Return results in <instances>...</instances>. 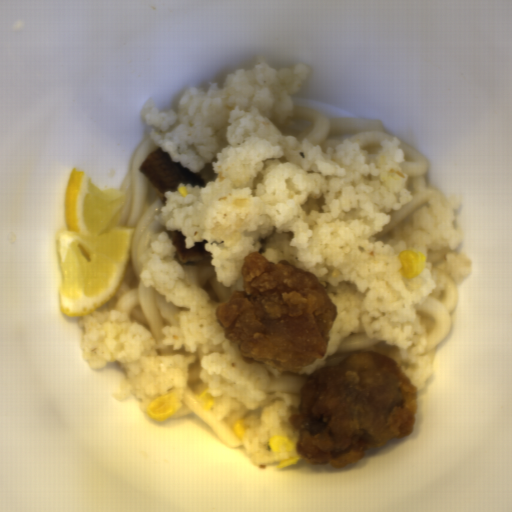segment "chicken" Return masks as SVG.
Here are the masks:
<instances>
[{
    "instance_id": "obj_1",
    "label": "chicken",
    "mask_w": 512,
    "mask_h": 512,
    "mask_svg": "<svg viewBox=\"0 0 512 512\" xmlns=\"http://www.w3.org/2000/svg\"><path fill=\"white\" fill-rule=\"evenodd\" d=\"M296 450L307 465L344 468L412 434L417 387L388 356L362 351L316 369L299 390Z\"/></svg>"
},
{
    "instance_id": "obj_2",
    "label": "chicken",
    "mask_w": 512,
    "mask_h": 512,
    "mask_svg": "<svg viewBox=\"0 0 512 512\" xmlns=\"http://www.w3.org/2000/svg\"><path fill=\"white\" fill-rule=\"evenodd\" d=\"M241 274L243 291L233 289L215 315L226 340L239 342L242 361L264 362L280 377L325 357L338 306L314 273L257 250Z\"/></svg>"
}]
</instances>
